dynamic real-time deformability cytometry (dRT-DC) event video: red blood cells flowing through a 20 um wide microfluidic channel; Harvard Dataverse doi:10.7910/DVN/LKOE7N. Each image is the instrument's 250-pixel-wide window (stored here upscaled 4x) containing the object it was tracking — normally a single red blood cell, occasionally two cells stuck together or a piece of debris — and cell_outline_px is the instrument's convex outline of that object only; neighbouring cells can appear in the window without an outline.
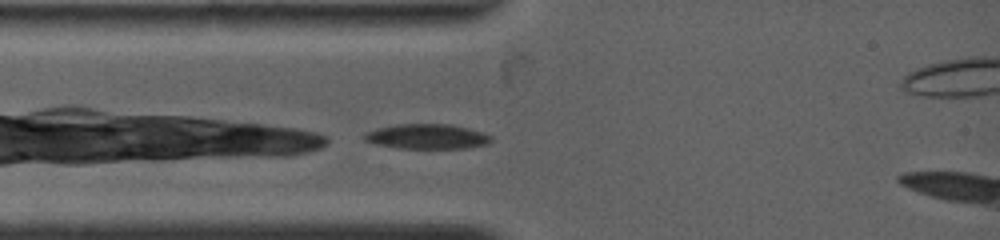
{"species": "common noctule bat (a hibernating species)", "species_latin": "Nyctalus noctula", "temperature_condition": "warm", "stored_images_in_passage": 8, "camera_frame_rate_fps": 4500, "um_per_image_px": 0.085, "animal": {"sex": "female", "body_mass_g": 19.0, "forearm_length_mm": 53.3}, "frame": {"image": 1, "passage_image": 1, "time_ms": 0.0, "image_size_px": [1000, 240], "cell_outline_px": [[492, 140], [488, 144], [468, 148], [396, 148], [376, 144], [364, 140], [364, 132], [376, 128], [396, 124], [448, 124], [468, 128], [492, 136]], "centroid_in_image_um": [36.27, 11.6], "position_along_channel_um": 48.7, "area_um2": 18.44}}
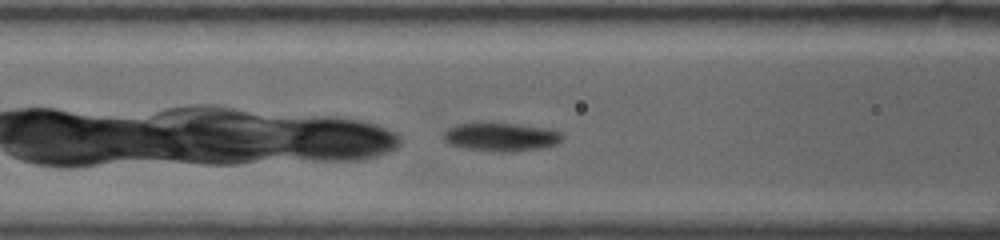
{"frame": {"image": 2, "passage_image": 5, "time_ms": 2.0, "image_size_px": [1000, 240], "cell_outline_px": [[564, 136], [556, 144], [544, 148], [512, 152], [496, 152], [468, 148], [452, 144], [444, 140], [444, 132], [448, 128], [460, 124], [520, 124], [544, 128], [560, 132]], "centroid_in_image_um": [42.64, 11.66], "position_along_channel_um": 124.0, "area_um2": 19.25}}
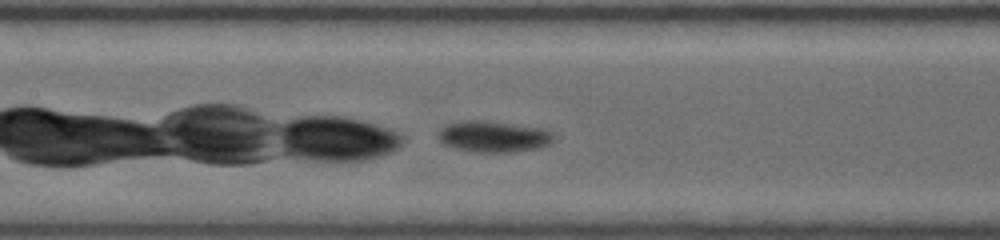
{"frame": {"image": 3, "passage_image": 7, "time_ms": 3.111, "image_size_px": [1000, 240], "cell_outline_px": [[552, 140], [548, 144], [540, 148], [516, 152], [476, 152], [456, 148], [444, 144], [440, 140], [436, 132], [440, 128], [448, 124], [460, 120], [484, 120], [540, 128], [552, 132]], "centroid_in_image_um": [41.9, 11.6], "position_along_channel_um": 165.5, "area_um2": 20.98}}